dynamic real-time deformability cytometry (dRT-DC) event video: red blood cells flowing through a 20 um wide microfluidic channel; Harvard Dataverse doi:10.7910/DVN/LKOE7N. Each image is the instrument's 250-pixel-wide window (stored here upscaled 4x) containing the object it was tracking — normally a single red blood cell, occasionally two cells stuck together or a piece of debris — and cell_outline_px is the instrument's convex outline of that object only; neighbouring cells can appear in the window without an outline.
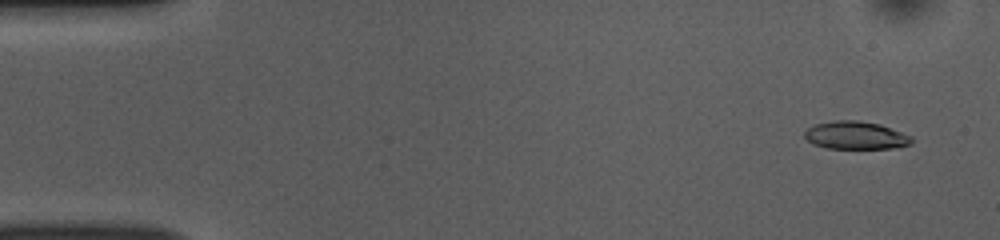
{"species": "common noctule bat (a hibernating species)", "species_latin": "Nyctalus noctula", "temperature_condition": "room temperature", "stored_images_in_passage": 52, "camera_frame_rate_fps": 3000, "um_per_image_px": 0.085, "animal": {"sex": "female", "body_mass_g": 10.0, "forearm_length_mm": 53.1}, "frame": {"image": 1, "passage_image": 3, "time_ms": 0.667, "image_size_px": [1000, 240], "cell_outline_px": [[912, 144], [900, 148], [828, 148], [812, 144], [804, 136], [804, 132], [808, 128], [816, 124], [836, 120], [856, 120], [880, 124], [912, 136]], "centroid_in_image_um": [72.76, 11.51], "position_along_channel_um": 12.2, "area_um2": 17.4}}
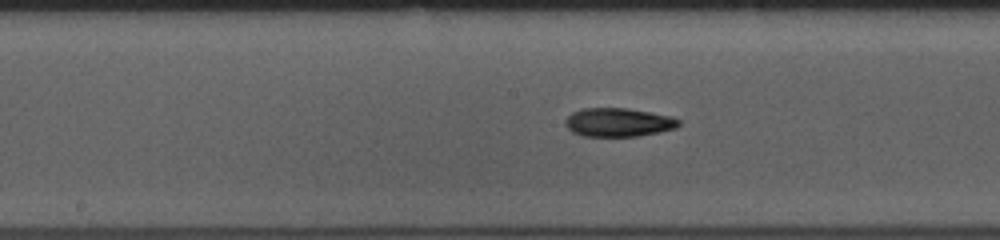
{"frame": {"image": 2, "passage_image": 26, "time_ms": 8.333, "image_size_px": [1000, 240], "cell_outline_px": [[680, 124], [676, 128], [660, 132], [636, 136], [580, 136], [572, 132], [564, 124], [564, 120], [572, 112], [584, 108], [628, 108], [672, 116], [680, 120]], "centroid_in_image_um": [52.55, 10.4], "position_along_channel_um": 195.6, "area_um2": 19.07}}
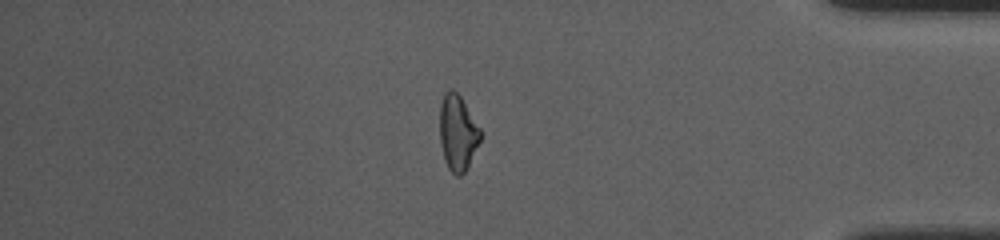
{"frame": {"image": 3, "passage_image": 44, "time_ms": 14.333, "image_size_px": [1000, 240], "cell_outline_px": [[480, 140], [464, 172], [460, 176], [456, 176], [448, 168], [444, 160], [440, 140], [440, 104], [444, 92], [452, 88], [460, 96], [480, 128]], "centroid_in_image_um": [38.87, 11.26], "position_along_channel_um": 396.3, "area_um2": 17.63}, "authors_computed_cell_mechanics": {"area_um2": 18.6116, "velocity_mm_per_s": 3.8663, "shape_relaxation_time_tau1_ms": 4.7999, "shape_relaxation_time_tau2_ms": 9.7212, "deformation_change_tau1": 0.1613, "deformation_change_tau2": 0.1941}}